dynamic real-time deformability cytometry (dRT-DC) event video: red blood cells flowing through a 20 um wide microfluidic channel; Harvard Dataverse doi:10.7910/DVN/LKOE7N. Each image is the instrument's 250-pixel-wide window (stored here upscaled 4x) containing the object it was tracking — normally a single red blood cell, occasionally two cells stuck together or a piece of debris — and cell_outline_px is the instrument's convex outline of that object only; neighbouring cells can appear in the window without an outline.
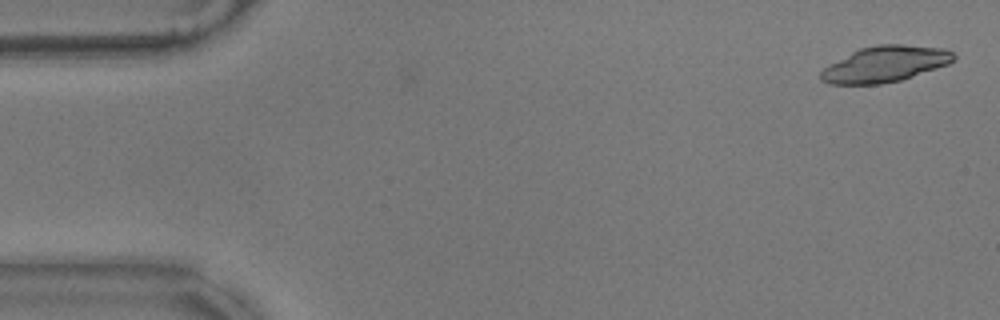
{"species": "common noctule bat (a hibernating species)", "species_latin": "Nyctalus noctula", "temperature_condition": "warm", "stored_images_in_passage": 56, "camera_frame_rate_fps": 3000, "um_per_image_px": 0.085, "animal": {"sex": "male", "body_mass_g": 17.9}, "frame": {"image": 1, "passage_image": 1, "time_ms": 0.0, "image_size_px": [1000, 320], "cell_outline_px": [[956, 60], [948, 64], [900, 80], [880, 84], [828, 84], [820, 80], [820, 72], [828, 64], [860, 48], [876, 44], [900, 44], [948, 48], [956, 56]], "centroid_in_image_um": [75.23, 5.43], "position_along_channel_um": 9.8, "area_um2": 27.92}}
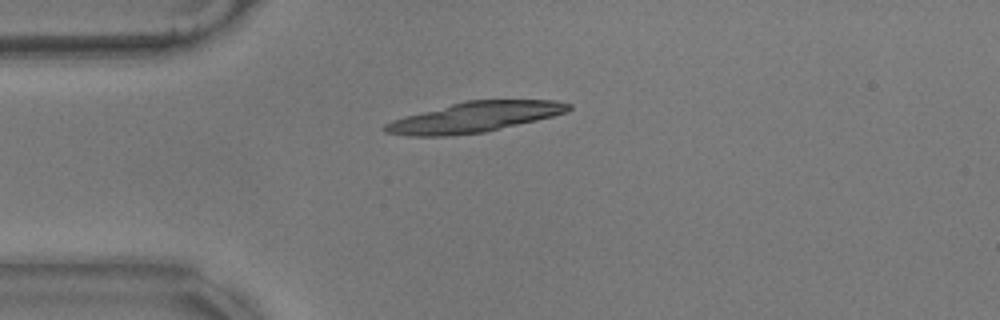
{"frame": {"image": 2, "passage_image": 13, "time_ms": 4.0, "image_size_px": [1000, 320], "cell_outline_px": [[572, 108], [568, 112], [536, 120], [484, 132], [448, 136], [408, 136], [384, 132], [380, 128], [384, 124], [392, 120], [404, 116], [464, 100], [556, 100], [572, 104]], "centroid_in_image_um": [40.3, 9.95], "position_along_channel_um": 44.7, "area_um2": 32.48}}